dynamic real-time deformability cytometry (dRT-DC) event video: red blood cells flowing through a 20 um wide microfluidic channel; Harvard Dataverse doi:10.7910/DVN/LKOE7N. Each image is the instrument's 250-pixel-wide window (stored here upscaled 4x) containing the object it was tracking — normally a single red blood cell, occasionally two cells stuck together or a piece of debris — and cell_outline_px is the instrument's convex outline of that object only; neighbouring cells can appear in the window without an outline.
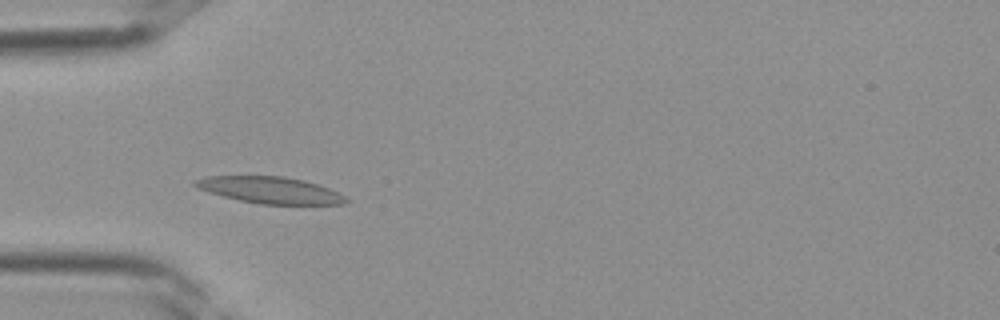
{"species": "Egyptian fruit bat (a non-hibernating species)", "species_latin": "Rousettus aegyptiacus", "temperature_condition": "room temperature", "stored_images_in_passage": 33, "camera_frame_rate_fps": 3000, "um_per_image_px": 0.085, "frame": {"image": 1, "passage_image": 7, "time_ms": 2.0, "image_size_px": [1000, 320], "cell_outline_px": [[352, 200], [344, 204], [260, 204], [240, 200], [208, 192], [192, 184], [192, 180], [204, 176], [284, 176], [304, 180], [328, 188]], "centroid_in_image_um": [22.95, 16.15], "position_along_channel_um": 62.1, "area_um2": 23.29}}
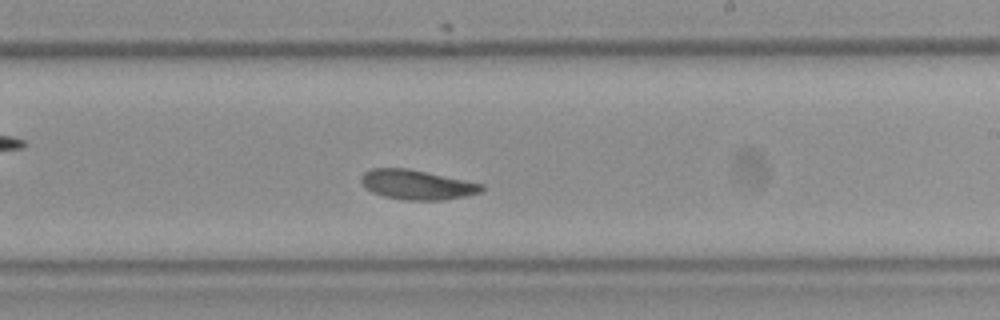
{"frame": {"image": 2, "passage_image": 18, "time_ms": 5.667, "image_size_px": [1000, 320], "cell_outline_px": [[484, 188], [480, 192], [468, 196], [440, 200], [404, 200], [384, 196], [372, 192], [360, 180], [360, 176], [364, 172], [372, 168], [408, 168], [484, 184]], "centroid_in_image_um": [35.45, 15.7], "position_along_channel_um": 253.6, "area_um2": 20.75}}
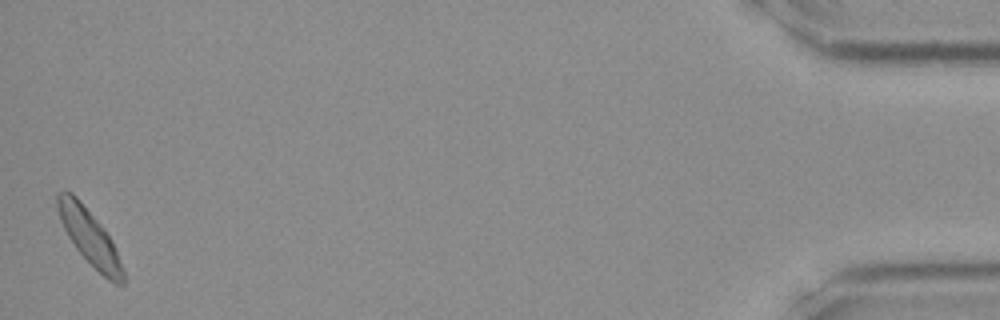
{"frame": {"image": 3, "passage_image": 33, "time_ms": 10.667, "image_size_px": [1000, 320], "cell_outline_px": [[124, 284], [116, 284], [108, 280], [76, 248], [68, 236], [60, 220], [56, 208], [56, 192], [64, 188], [72, 192], [80, 200], [104, 228], [112, 240], [116, 248], [124, 272]], "centroid_in_image_um": [7.58, 20.07], "position_along_channel_um": 427.6, "area_um2": 21.1}}